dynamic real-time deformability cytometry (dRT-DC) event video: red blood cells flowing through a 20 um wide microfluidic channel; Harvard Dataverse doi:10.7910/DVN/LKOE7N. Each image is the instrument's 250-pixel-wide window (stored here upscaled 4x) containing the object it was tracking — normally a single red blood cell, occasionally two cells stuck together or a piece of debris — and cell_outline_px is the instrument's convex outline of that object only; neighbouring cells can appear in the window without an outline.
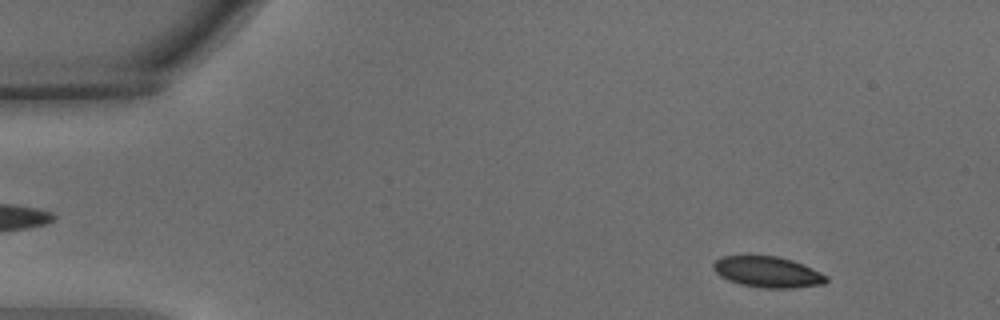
{"species": "common noctule bat (a hibernating species)", "species_latin": "Nyctalus noctula", "temperature_condition": "warm", "stored_images_in_passage": 55, "camera_frame_rate_fps": 3000, "um_per_image_px": 0.085, "animal": {"sex": "male", "body_mass_g": 15.6}, "frame": {"image": 1, "passage_image": 6, "time_ms": 1.667, "image_size_px": [1000, 320], "cell_outline_px": [[828, 280], [824, 284], [788, 288], [764, 288], [740, 284], [728, 280], [720, 276], [712, 268], [712, 264], [716, 260], [724, 256], [748, 252], [776, 256], [792, 260], [812, 268], [828, 276]], "centroid_in_image_um": [65.19, 23.07], "position_along_channel_um": 19.8, "area_um2": 20.98}}
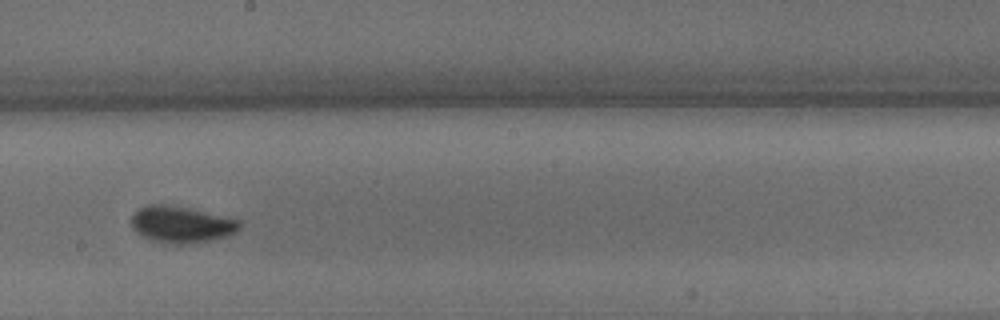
{"frame": {"image": 2, "passage_image": 31, "time_ms": 10.0, "image_size_px": [1000, 320], "cell_outline_px": [[240, 228], [236, 232], [228, 236], [208, 240], [184, 244], [176, 244], [152, 240], [136, 232], [132, 228], [132, 216], [140, 208], [148, 204], [164, 204], [188, 208], [240, 220]], "centroid_in_image_um": [15.41, 19.07], "position_along_channel_um": 232.8, "area_um2": 22.66}}
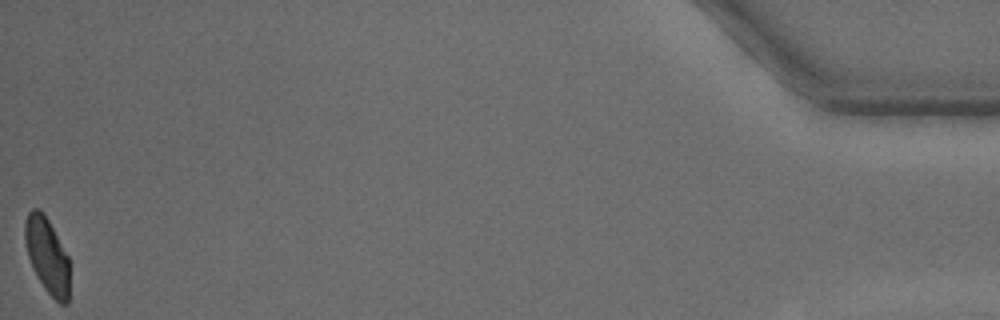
{"frame": {"image": 3, "passage_image": 55, "time_ms": 18.0, "image_size_px": [1000, 320], "cell_outline_px": [[68, 304], [60, 304], [44, 288], [32, 268], [28, 256], [24, 240], [24, 220], [28, 212], [32, 208], [40, 208], [44, 212], [68, 256]], "centroid_in_image_um": [3.97, 21.66], "position_along_channel_um": 431.2, "area_um2": 19.65}, "authors_computed_cell_mechanics": {"area_um2": 21.1548, "velocity_mm_per_s": 3.6684, "shape_relaxation_time_tau1_ms": 3.1555, "shape_relaxation_time_tau2_ms": 0.792, "deformation_change_tau1": 0.1287, "deformation_change_tau2": 0.0612}}